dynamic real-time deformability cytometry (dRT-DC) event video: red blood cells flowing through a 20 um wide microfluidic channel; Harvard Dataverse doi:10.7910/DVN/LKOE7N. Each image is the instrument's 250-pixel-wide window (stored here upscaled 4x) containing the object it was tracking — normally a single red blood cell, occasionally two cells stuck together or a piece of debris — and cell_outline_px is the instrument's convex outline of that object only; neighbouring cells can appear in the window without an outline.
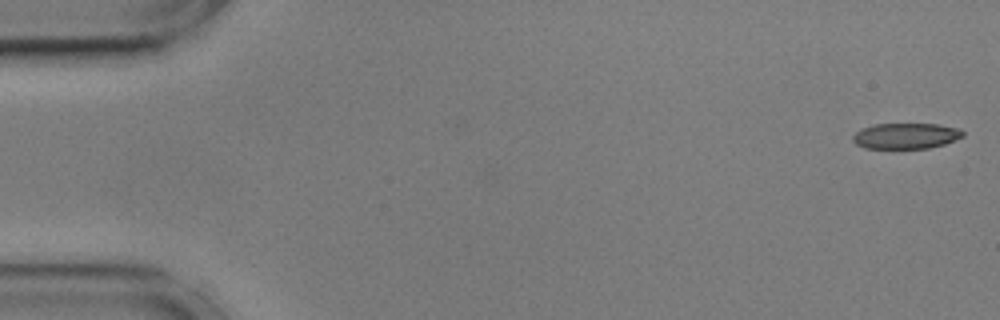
{"species": "common noctule bat (a hibernating species)", "species_latin": "Nyctalus noctula", "temperature_condition": "cold", "stored_images_in_passage": 17, "camera_frame_rate_fps": 3000, "um_per_image_px": 0.085, "animal": {"sex": "male", "body_mass_g": 17.9, "forearm_length_mm": 54.2}, "frame": {"image": 1, "passage_image": 1, "time_ms": 0.0, "image_size_px": [1000, 320], "cell_outline_px": [[964, 136], [944, 144], [928, 148], [864, 148], [856, 144], [852, 140], [852, 136], [860, 128], [876, 124], [936, 124], [960, 128], [964, 132]], "centroid_in_image_um": [76.99, 11.55], "position_along_channel_um": 8.0, "area_um2": 16.53}}
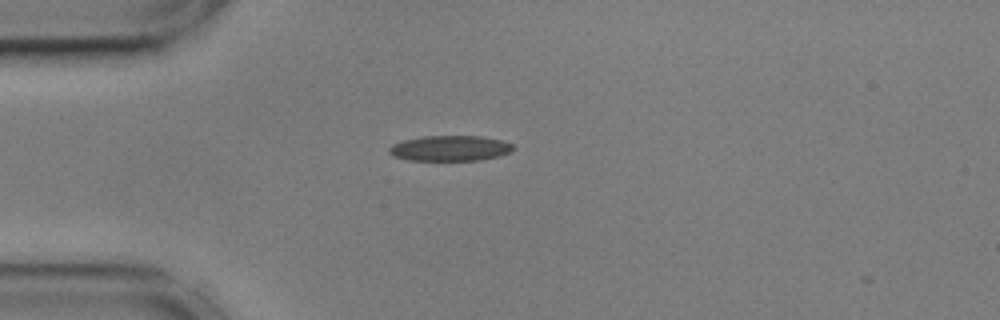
{"frame": {"image": 2, "passage_image": 14, "time_ms": 4.333, "image_size_px": [1000, 320], "cell_outline_px": [[516, 148], [508, 152], [496, 156], [480, 160], [408, 160], [392, 156], [388, 152], [388, 148], [392, 144], [400, 140], [424, 136], [480, 136], [504, 140], [512, 144]], "centroid_in_image_um": [38.21, 12.59], "position_along_channel_um": 46.8, "area_um2": 18.5}}